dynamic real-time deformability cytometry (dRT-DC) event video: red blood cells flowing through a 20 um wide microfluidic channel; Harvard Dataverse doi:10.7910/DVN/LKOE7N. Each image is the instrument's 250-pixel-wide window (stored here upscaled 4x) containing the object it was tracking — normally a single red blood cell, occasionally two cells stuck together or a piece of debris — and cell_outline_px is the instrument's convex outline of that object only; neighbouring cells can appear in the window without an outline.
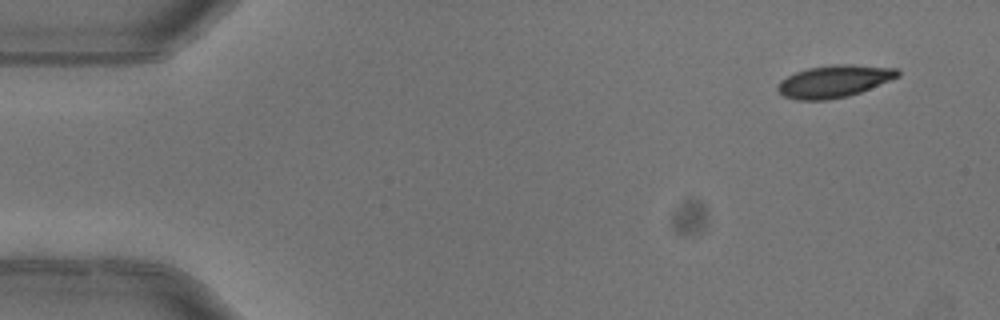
{"species": "common noctule bat (a hibernating species)", "species_latin": "Nyctalus noctula", "temperature_condition": "warm", "stored_images_in_passage": 3, "camera_frame_rate_fps": 3000, "um_per_image_px": 0.085, "animal": {"sex": "female"}, "frame": {"image": 1, "passage_image": 1, "time_ms": 0.0, "image_size_px": [1000, 320], "cell_outline_px": [[900, 76], [860, 92], [848, 96], [828, 100], [796, 100], [784, 96], [776, 88], [780, 80], [796, 72], [808, 68], [832, 64], [852, 64], [896, 68], [900, 72]], "centroid_in_image_um": [70.89, 6.9], "position_along_channel_um": 14.1, "area_um2": 22.54}}